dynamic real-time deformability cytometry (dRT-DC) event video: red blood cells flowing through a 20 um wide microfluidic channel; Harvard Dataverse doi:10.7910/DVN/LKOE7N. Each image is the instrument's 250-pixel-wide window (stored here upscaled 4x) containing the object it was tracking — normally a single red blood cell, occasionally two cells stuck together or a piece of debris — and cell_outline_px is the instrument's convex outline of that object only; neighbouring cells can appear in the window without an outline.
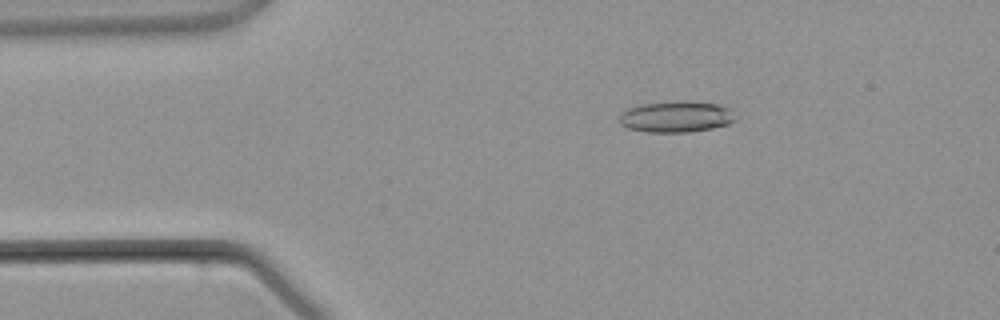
{"species": "common noctule bat (a hibernating species)", "species_latin": "Nyctalus noctula", "temperature_condition": "warm", "stored_images_in_passage": 2, "camera_frame_rate_fps": 3000, "um_per_image_px": 0.085, "animal": {"sex": "male", "body_mass_g": 21.5, "forearm_length_mm": 52.0}, "frame": {"image": 1, "passage_image": 1, "time_ms": 0.0, "image_size_px": [1000, 320], "cell_outline_px": [[736, 120], [728, 124], [712, 128], [688, 132], [648, 132], [628, 128], [620, 124], [620, 112], [628, 108], [644, 104], [720, 104], [732, 108]], "centroid_in_image_um": [57.48, 9.97], "position_along_channel_um": 27.5, "area_um2": 20.17}}